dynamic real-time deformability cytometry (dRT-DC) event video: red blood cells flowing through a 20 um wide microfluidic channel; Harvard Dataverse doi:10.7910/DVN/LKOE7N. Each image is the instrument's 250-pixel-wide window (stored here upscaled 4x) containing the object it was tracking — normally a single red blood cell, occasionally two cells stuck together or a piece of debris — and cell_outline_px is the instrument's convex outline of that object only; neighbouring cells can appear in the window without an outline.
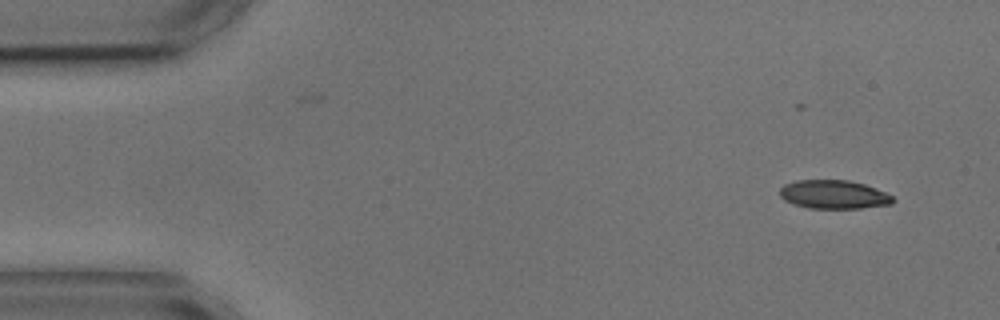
{"species": "common noctule bat (a hibernating species)", "species_latin": "Nyctalus noctula", "temperature_condition": "cold", "stored_images_in_passage": 2, "camera_frame_rate_fps": 3000, "um_per_image_px": 0.085, "animal": {"sex": "male", "body_mass_g": 17.9, "forearm_length_mm": 54.2}, "frame": {"image": 1, "passage_image": 2, "time_ms": 1.333, "image_size_px": [1000, 320], "cell_outline_px": [[896, 200], [892, 204], [860, 208], [808, 208], [784, 200], [780, 196], [780, 188], [784, 184], [796, 180], [848, 180], [864, 184], [876, 188], [892, 196]], "centroid_in_image_um": [70.87, 16.53], "position_along_channel_um": 14.1, "area_um2": 18.84}}